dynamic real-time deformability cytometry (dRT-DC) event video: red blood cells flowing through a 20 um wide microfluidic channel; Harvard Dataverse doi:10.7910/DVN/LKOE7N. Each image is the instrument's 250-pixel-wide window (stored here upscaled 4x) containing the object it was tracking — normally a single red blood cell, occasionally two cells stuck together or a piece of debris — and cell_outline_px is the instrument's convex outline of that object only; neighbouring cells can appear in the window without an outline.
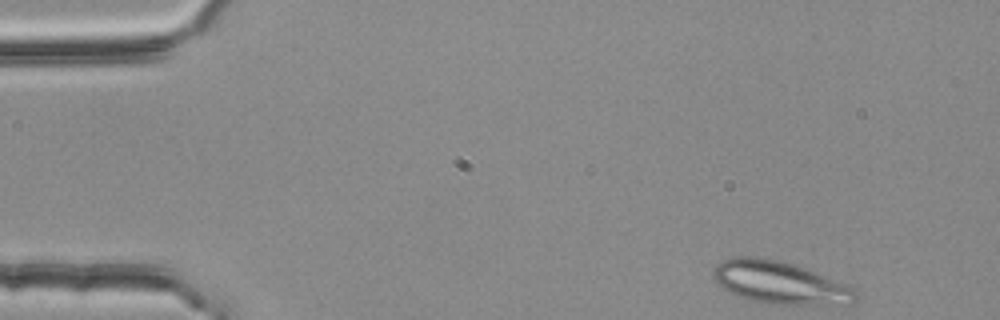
{"species": "common noctule bat (a hibernating species)", "species_latin": "Nyctalus noctula", "temperature_condition": "room temperature", "stored_images_in_passage": 46, "segment_of_instrument_passage": [1, 2], "camera_frame_rate_fps": 3000, "um_per_image_px": 0.085, "animal": {"sex": "female", "body_mass_g": 25.1}, "frame": {"image": 1, "passage_image": 1, "time_ms": 0.0, "image_size_px": [1000, 320], "cell_outline_px": [[856, 300], [852, 304], [768, 304], [748, 300], [736, 296], [712, 280], [712, 272], [716, 264], [724, 260], [736, 256], [764, 256], [792, 264], [804, 268], [852, 288], [856, 292]], "centroid_in_image_um": [66.18, 24.02], "position_along_channel_um": 18.8, "area_um2": 35.14}}